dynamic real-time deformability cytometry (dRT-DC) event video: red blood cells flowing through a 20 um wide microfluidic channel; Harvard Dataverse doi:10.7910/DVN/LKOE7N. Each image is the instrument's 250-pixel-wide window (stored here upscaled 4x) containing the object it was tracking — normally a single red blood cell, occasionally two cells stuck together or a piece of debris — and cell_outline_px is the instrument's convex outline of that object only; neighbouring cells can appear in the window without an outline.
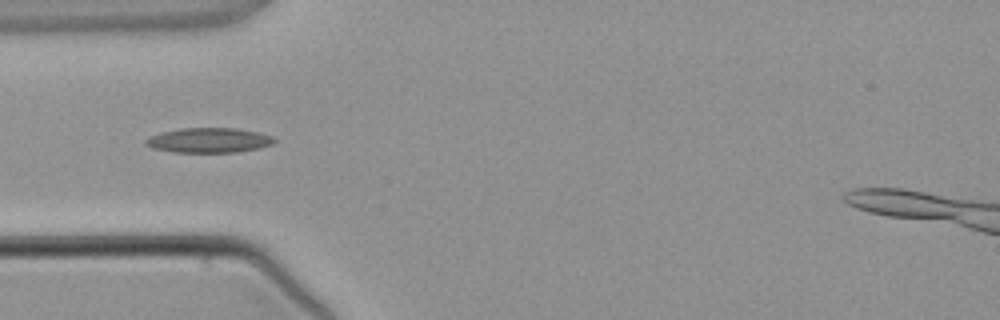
{"species": "common noctule bat (a hibernating species)", "species_latin": "Nyctalus noctula", "temperature_condition": "warm", "stored_images_in_passage": 2, "camera_frame_rate_fps": 3000, "um_per_image_px": 0.085, "animal": {"sex": "male", "body_mass_g": 21.5, "forearm_length_mm": 52.0}, "frame": {"image": 1, "passage_image": 2, "time_ms": 1.0, "image_size_px": [1000, 320], "cell_outline_px": [[276, 140], [272, 144], [260, 148], [236, 152], [172, 152], [152, 148], [144, 144], [144, 140], [160, 132], [180, 128], [236, 128], [256, 132], [272, 136]], "centroid_in_image_um": [17.73, 11.92], "position_along_channel_um": 67.3, "area_um2": 18.61}}